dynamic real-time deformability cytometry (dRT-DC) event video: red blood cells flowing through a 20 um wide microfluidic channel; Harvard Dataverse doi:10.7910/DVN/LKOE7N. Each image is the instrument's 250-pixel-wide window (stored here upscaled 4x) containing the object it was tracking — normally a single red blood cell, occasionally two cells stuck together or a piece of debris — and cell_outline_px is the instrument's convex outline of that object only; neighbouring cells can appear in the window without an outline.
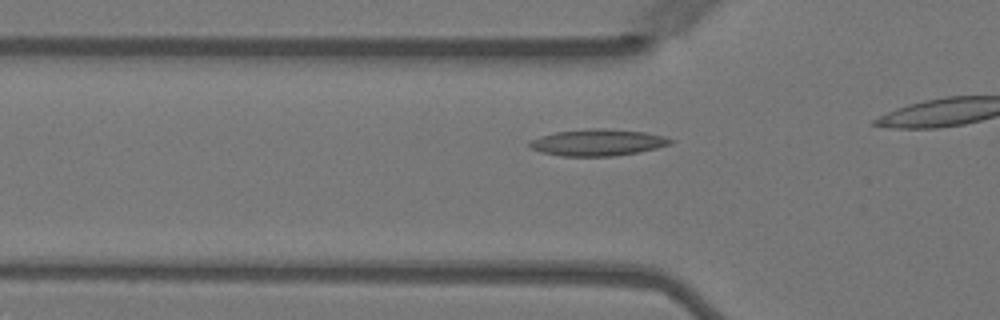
{"species": "Egyptian fruit bat (a non-hibernating species)", "species_latin": "Rousettus aegyptiacus", "temperature_condition": "warm", "stored_images_in_passage": 15, "camera_frame_rate_fps": 3000, "um_per_image_px": 0.085, "animal": {"sex": "female"}, "frame": {"image": 1, "passage_image": 12, "time_ms": 3.667, "image_size_px": [1000, 320], "cell_outline_px": [[676, 140], [672, 144], [656, 148], [636, 152], [612, 156], [560, 156], [540, 152], [532, 148], [528, 144], [528, 140], [540, 136], [556, 132], [592, 128], [604, 128], [644, 132], [664, 136]], "centroid_in_image_um": [50.79, 12.11], "position_along_channel_um": 75.0, "area_um2": 21.85}}